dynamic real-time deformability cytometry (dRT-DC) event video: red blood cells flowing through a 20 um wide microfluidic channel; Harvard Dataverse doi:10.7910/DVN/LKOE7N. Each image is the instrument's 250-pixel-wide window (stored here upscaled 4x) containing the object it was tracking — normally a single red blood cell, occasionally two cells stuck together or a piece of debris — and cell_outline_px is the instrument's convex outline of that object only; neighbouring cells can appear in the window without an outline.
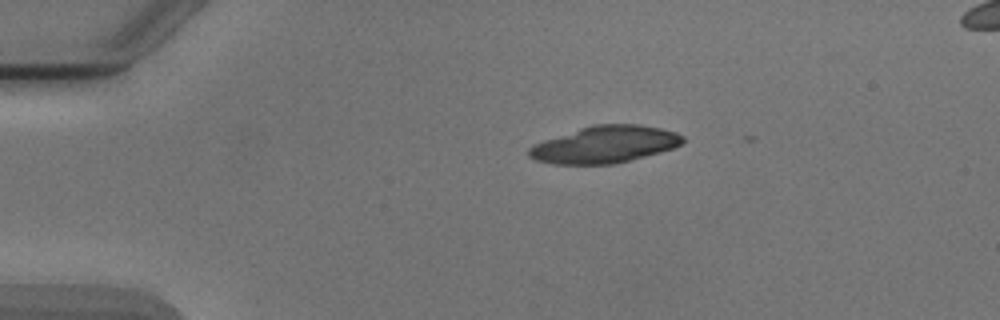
{"species": "Egyptian fruit bat (a non-hibernating species)", "species_latin": "Rousettus aegyptiacus", "temperature_condition": "cold", "stored_images_in_passage": 3, "camera_frame_rate_fps": 3000, "um_per_image_px": 0.085, "animal": {"sex": "male"}, "frame": {"image": 1, "passage_image": 1, "time_ms": 0.0, "image_size_px": [1000, 320], "cell_outline_px": [[684, 140], [680, 144], [672, 148], [660, 152], [616, 164], [552, 164], [536, 160], [528, 156], [528, 148], [532, 144], [580, 128], [596, 124], [640, 124], [660, 128], [676, 132], [684, 136]], "centroid_in_image_um": [51.39, 12.28], "position_along_channel_um": 33.6, "area_um2": 33.12}}